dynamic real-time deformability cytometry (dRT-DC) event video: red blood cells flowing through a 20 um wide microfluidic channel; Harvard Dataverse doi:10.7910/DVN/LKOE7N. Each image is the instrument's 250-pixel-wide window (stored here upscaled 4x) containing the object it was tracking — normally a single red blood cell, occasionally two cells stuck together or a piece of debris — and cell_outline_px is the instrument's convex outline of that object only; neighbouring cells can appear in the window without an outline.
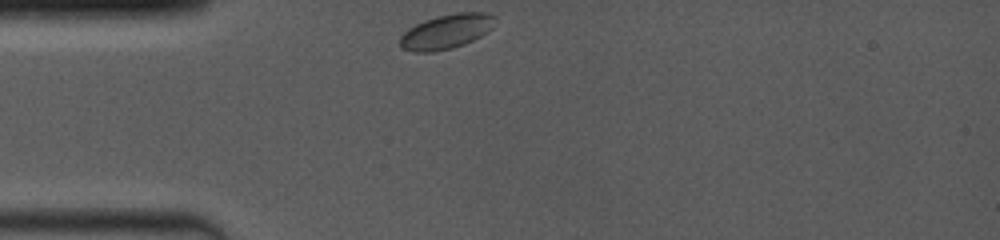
{"species": "common noctule bat (a hibernating species)", "species_latin": "Nyctalus noctula", "temperature_condition": "room temperature", "stored_images_in_passage": 41, "camera_frame_rate_fps": 4000, "um_per_image_px": 0.085, "animal": {"sex": "female", "body_mass_g": 19.0, "forearm_length_mm": 53.3}, "frame": {"image": 1, "passage_image": 1, "time_ms": 0.0, "image_size_px": [1000, 240], "cell_outline_px": [[496, 16], [492, 28], [488, 32], [464, 44], [452, 48], [432, 52], [412, 52], [400, 48], [400, 36], [408, 28], [424, 20], [436, 16], [456, 12], [484, 12]], "centroid_in_image_um": [37.92, 2.68], "position_along_channel_um": 47.1, "area_um2": 19.31}}
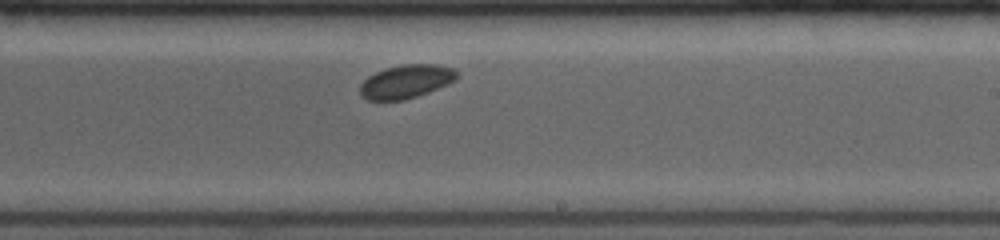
{"frame": {"image": 2, "passage_image": 24, "time_ms": 5.75, "image_size_px": [1000, 240], "cell_outline_px": [[460, 76], [456, 80], [448, 84], [428, 92], [404, 100], [368, 100], [360, 96], [360, 84], [368, 76], [384, 68], [404, 64], [436, 64], [452, 68]], "centroid_in_image_um": [34.51, 6.93], "position_along_channel_um": 254.5, "area_um2": 18.96}}
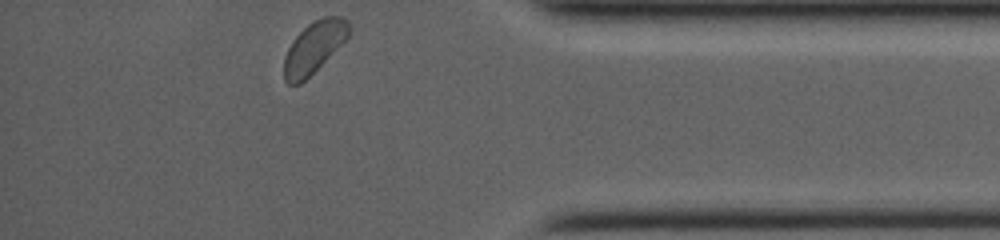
{"frame": {"image": 3, "passage_image": 41, "time_ms": 10.0, "image_size_px": [1000, 240], "cell_outline_px": [[348, 36], [300, 84], [288, 84], [284, 80], [284, 56], [288, 48], [296, 36], [308, 24], [324, 16], [344, 16], [348, 20]], "centroid_in_image_um": [26.65, 4.0], "position_along_channel_um": 408.5, "area_um2": 18.79}}